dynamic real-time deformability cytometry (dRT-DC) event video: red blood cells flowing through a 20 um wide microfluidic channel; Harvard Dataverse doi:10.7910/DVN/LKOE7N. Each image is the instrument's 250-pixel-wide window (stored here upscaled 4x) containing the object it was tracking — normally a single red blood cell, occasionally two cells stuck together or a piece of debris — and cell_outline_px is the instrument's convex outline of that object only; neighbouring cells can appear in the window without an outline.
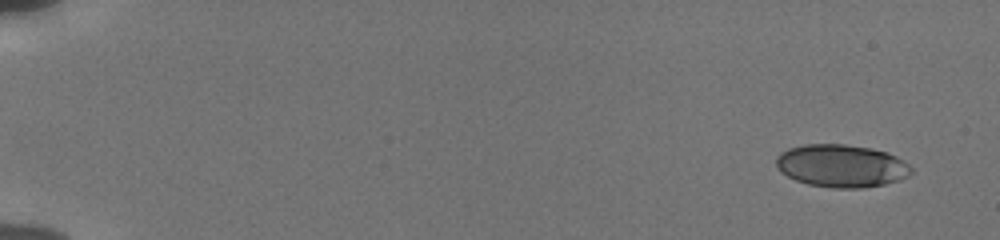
{"species": "human", "species_latin": "Homo sapiens", "temperature_condition": "cold", "stored_images_in_passage": 53, "camera_frame_rate_fps": 3000, "um_per_image_px": 0.085, "donor": {"sex": "male"}, "frame": {"image": 1, "passage_image": 1, "time_ms": 0.0, "image_size_px": [1000, 240], "cell_outline_px": [[912, 172], [908, 176], [900, 180], [884, 184], [864, 188], [832, 188], [808, 184], [796, 180], [780, 172], [776, 164], [776, 156], [780, 152], [788, 148], [804, 144], [844, 144], [872, 148], [888, 152], [904, 160], [912, 168]], "centroid_in_image_um": [71.53, 14.09], "position_along_channel_um": 13.5, "area_um2": 33.93}}
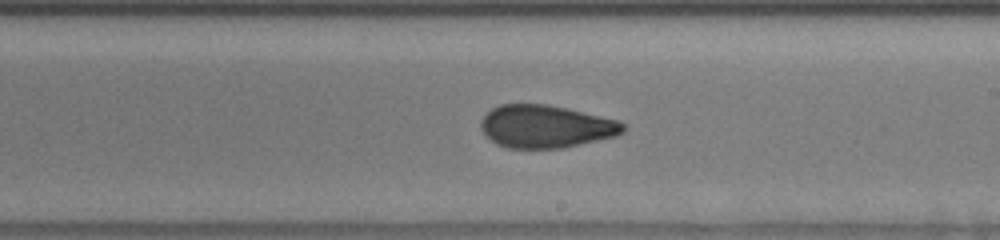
{"frame": {"image": 2, "passage_image": 32, "time_ms": 10.333, "image_size_px": [1000, 240], "cell_outline_px": [[624, 132], [616, 136], [564, 148], [508, 148], [496, 144], [480, 128], [480, 120], [492, 108], [500, 104], [544, 104], [568, 108], [620, 120], [624, 124]], "centroid_in_image_um": [46.41, 10.75], "position_along_channel_um": 242.6, "area_um2": 35.55}}
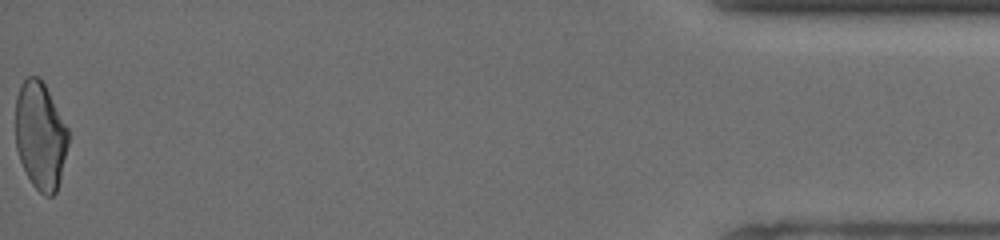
{"frame": {"image": 3, "passage_image": 53, "time_ms": 17.333, "image_size_px": [1000, 240], "cell_outline_px": [[68, 144], [60, 180], [56, 192], [52, 196], [44, 196], [32, 184], [20, 160], [16, 148], [16, 96], [20, 84], [28, 76], [40, 76], [68, 128]], "centroid_in_image_um": [3.43, 11.52], "position_along_channel_um": 431.8, "area_um2": 33.06}, "authors_computed_cell_mechanics": {"area_um2": 34.68, "velocity_mm_per_s": 3.863, "shape_relaxation_time_tau1_ms": 6.463, "shape_relaxation_time_tau2_ms": 1.5544, "deformation_change_tau1": 0.1747, "deformation_change_tau2": 0.0834}}